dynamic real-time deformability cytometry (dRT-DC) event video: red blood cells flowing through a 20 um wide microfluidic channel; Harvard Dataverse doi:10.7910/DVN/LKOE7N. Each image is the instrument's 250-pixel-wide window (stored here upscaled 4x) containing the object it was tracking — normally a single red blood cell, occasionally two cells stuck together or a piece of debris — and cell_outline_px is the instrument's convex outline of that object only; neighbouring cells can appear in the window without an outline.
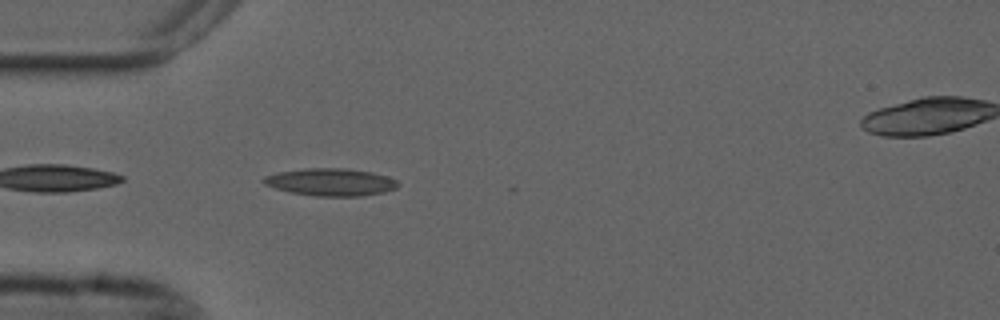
{"species": "common noctule bat (a hibernating species)", "species_latin": "Nyctalus noctula", "temperature_condition": "cold", "stored_images_in_passage": 41, "camera_frame_rate_fps": 3000, "um_per_image_px": 0.085, "animal": {"sex": "male", "forearm_length_mm": 52.5}, "frame": {"image": 1, "passage_image": 2, "time_ms": 0.333, "image_size_px": [1000, 320], "cell_outline_px": [[400, 184], [396, 188], [384, 192], [360, 196], [316, 196], [288, 192], [264, 184], [260, 180], [264, 176], [280, 172], [308, 168], [348, 168], [372, 172], [388, 176], [396, 180]], "centroid_in_image_um": [28.12, 15.47], "position_along_channel_um": 56.9, "area_um2": 21.56}}
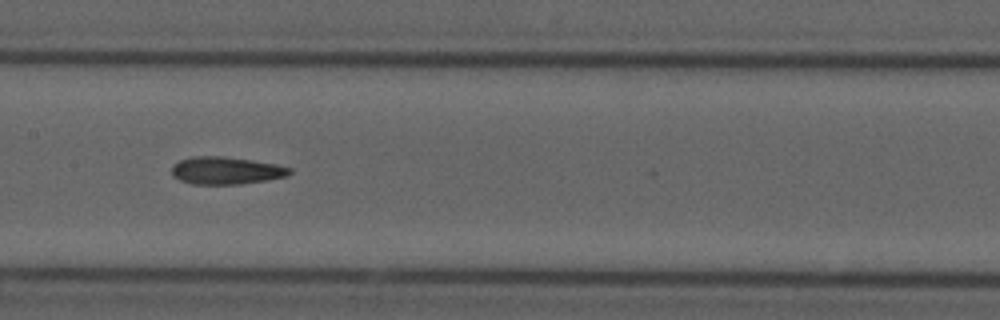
{"frame": {"image": 2, "passage_image": 13, "time_ms": 4.0, "image_size_px": [1000, 320], "cell_outline_px": [[292, 172], [288, 176], [240, 184], [192, 184], [180, 180], [172, 176], [172, 164], [180, 160], [192, 156], [220, 156], [276, 164], [292, 168]], "centroid_in_image_um": [19.19, 14.5], "position_along_channel_um": 188.2, "area_um2": 18.79}}
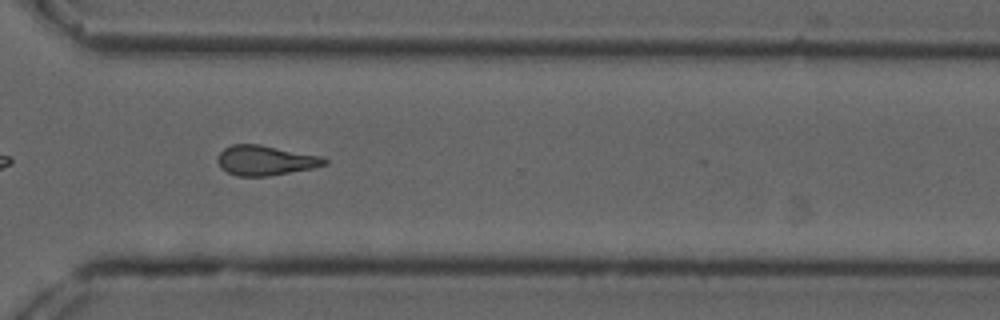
{"frame": {"image": 3, "passage_image": 26, "time_ms": 8.333, "image_size_px": [1000, 320], "cell_outline_px": [[328, 164], [312, 168], [268, 176], [236, 176], [220, 168], [216, 160], [220, 152], [224, 148], [232, 144], [260, 144], [324, 156], [328, 160]], "centroid_in_image_um": [22.57, 13.62], "position_along_channel_um": 348.0, "area_um2": 18.84}, "authors_computed_cell_mechanics": {"area_um2": 18.4382, "velocity_mm_per_s": 3.7029, "shape_relaxation_time_tau1_ms": null, "shape_relaxation_time_tau2_ms": 3.3287, "deformation_change_tau1": null, "deformation_change_tau2": 0.128}}